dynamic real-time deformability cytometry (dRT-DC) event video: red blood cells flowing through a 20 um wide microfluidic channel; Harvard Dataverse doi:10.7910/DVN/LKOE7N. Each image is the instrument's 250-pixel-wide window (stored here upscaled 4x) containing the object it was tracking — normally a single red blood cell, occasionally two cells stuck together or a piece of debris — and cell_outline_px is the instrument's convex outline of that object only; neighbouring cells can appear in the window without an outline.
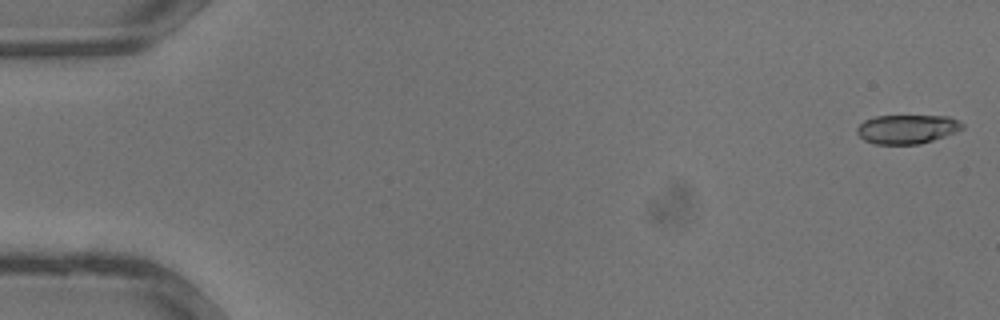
{"species": "common noctule bat (a hibernating species)", "species_latin": "Nyctalus noctula", "temperature_condition": "warm", "stored_images_in_passage": 35, "camera_frame_rate_fps": 3000, "um_per_image_px": 0.085, "animal": {"sex": "male", "body_mass_g": 13.3}, "frame": {"image": 1, "passage_image": 1, "time_ms": 0.0, "image_size_px": [1000, 320], "cell_outline_px": [[964, 128], [944, 136], [920, 144], [876, 144], [864, 140], [856, 132], [856, 128], [864, 120], [876, 116], [948, 116], [964, 124]], "centroid_in_image_um": [77.07, 10.97], "position_along_channel_um": 7.9, "area_um2": 17.69}}
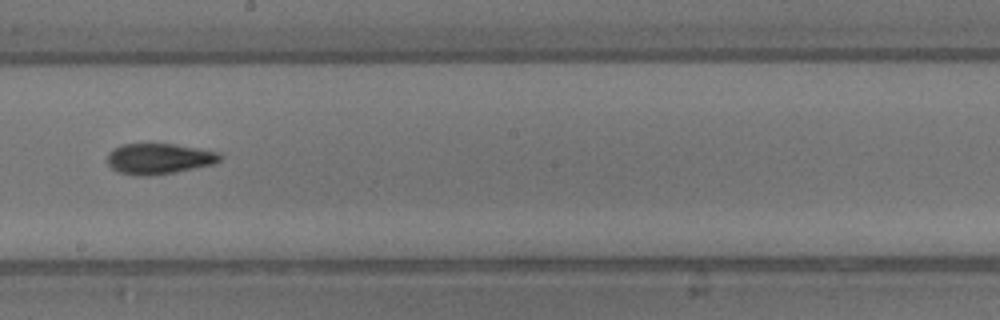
{"frame": {"image": 2, "passage_image": 20, "time_ms": 6.333, "image_size_px": [1000, 320], "cell_outline_px": [[224, 156], [220, 160], [212, 164], [172, 172], [120, 172], [112, 168], [108, 164], [108, 152], [112, 148], [120, 144], [172, 144], [200, 148], [220, 152]], "centroid_in_image_um": [13.56, 13.41], "position_along_channel_um": 234.6, "area_um2": 19.19}}
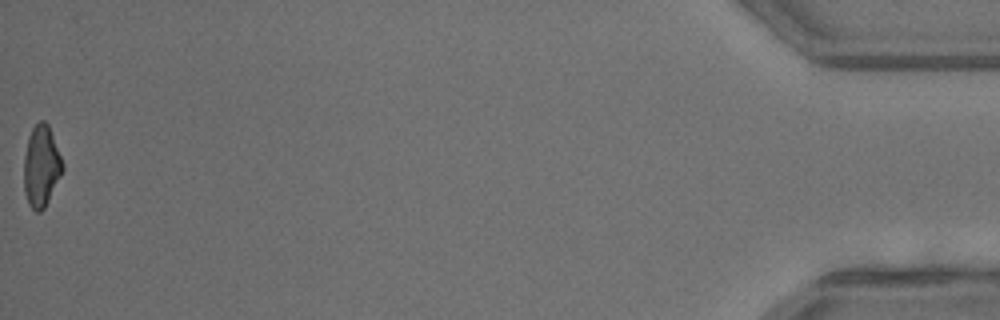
{"frame": {"image": 3, "passage_image": 35, "time_ms": 11.333, "image_size_px": [1000, 320], "cell_outline_px": [[64, 168], [44, 208], [40, 212], [36, 212], [28, 204], [24, 192], [24, 156], [28, 136], [32, 128], [40, 120], [44, 120], [48, 124], [64, 164]], "centroid_in_image_um": [3.5, 14.11], "position_along_channel_um": 431.7, "area_um2": 18.26}}